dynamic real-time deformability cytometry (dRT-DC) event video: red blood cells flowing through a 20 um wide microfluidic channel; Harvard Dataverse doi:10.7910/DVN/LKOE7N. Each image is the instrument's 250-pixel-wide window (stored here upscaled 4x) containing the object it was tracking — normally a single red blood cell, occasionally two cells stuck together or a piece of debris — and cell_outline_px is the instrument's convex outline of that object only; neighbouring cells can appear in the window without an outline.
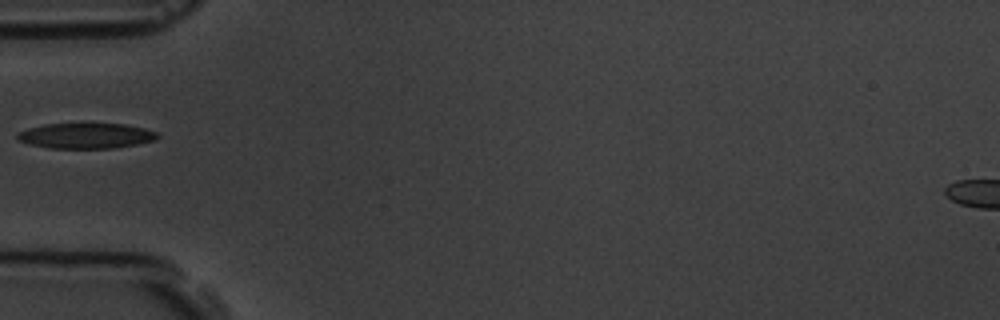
{"species": "common noctule bat (a hibernating species)", "species_latin": "Nyctalus noctula", "temperature_condition": "room temperature", "stored_images_in_passage": 2, "camera_frame_rate_fps": 3000, "um_per_image_px": 0.085, "animal": {"sex": "male", "body_mass_g": 19.5, "forearm_length_mm": 54.6}, "frame": {"image": 1, "passage_image": 1, "time_ms": 0.0, "image_size_px": [1000, 320], "cell_outline_px": [[160, 136], [156, 140], [136, 144], [112, 148], [48, 148], [28, 144], [20, 140], [16, 136], [16, 132], [28, 128], [44, 124], [84, 120], [124, 124], [144, 128], [156, 132]], "centroid_in_image_um": [7.28, 11.48], "position_along_channel_um": 77.7, "area_um2": 21.85}}
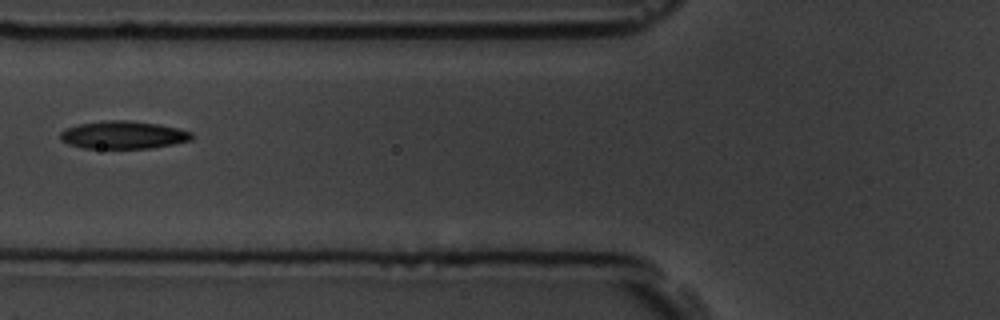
{"frame": {"image": 2, "passage_image": 2, "time_ms": 1.0, "image_size_px": [1000, 320], "cell_outline_px": [[192, 140], [152, 148], [84, 148], [68, 144], [60, 140], [60, 132], [64, 128], [80, 124], [108, 120], [128, 120], [160, 124], [192, 132]], "centroid_in_image_um": [10.45, 11.47], "position_along_channel_um": 115.3, "area_um2": 21.27}}